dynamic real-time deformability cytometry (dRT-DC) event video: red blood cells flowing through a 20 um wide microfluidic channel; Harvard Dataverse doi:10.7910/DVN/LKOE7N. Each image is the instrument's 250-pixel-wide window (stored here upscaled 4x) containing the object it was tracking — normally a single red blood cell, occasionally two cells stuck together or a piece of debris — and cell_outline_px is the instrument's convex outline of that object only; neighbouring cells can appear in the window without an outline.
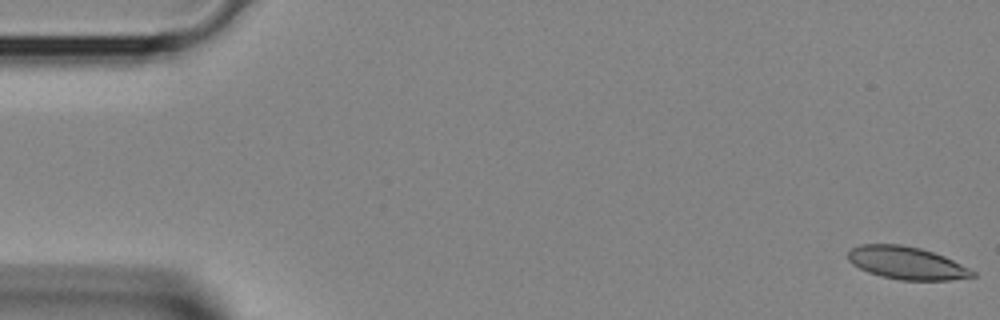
{"species": "Egyptian fruit bat (a non-hibernating species)", "species_latin": "Rousettus aegyptiacus", "temperature_condition": "room temperature", "stored_images_in_passage": 41, "segment_of_instrument_passage": [1, 2], "camera_frame_rate_fps": 3000, "um_per_image_px": 0.085, "animal": {"sex": "female"}, "frame": {"image": 1, "passage_image": 1, "time_ms": 0.0, "image_size_px": [1000, 320], "cell_outline_px": [[976, 276], [952, 280], [900, 280], [868, 272], [852, 264], [848, 260], [848, 252], [852, 248], [860, 244], [900, 244], [920, 248], [944, 256], [976, 272]], "centroid_in_image_um": [77.06, 22.35], "position_along_channel_um": 7.9, "area_um2": 23.52}}
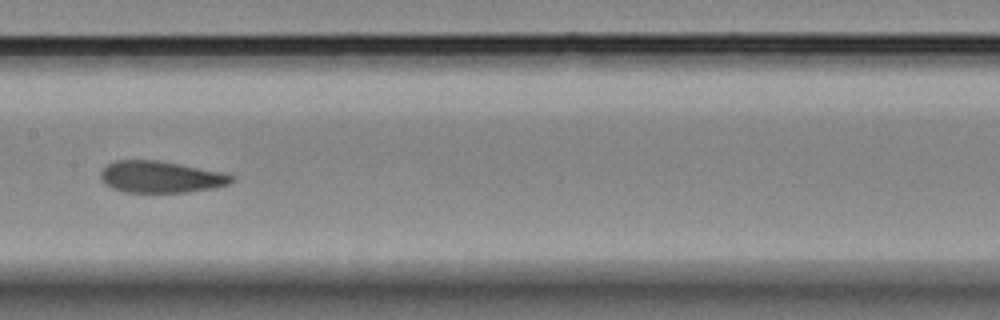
{"frame": {"image": 2, "passage_image": 20, "time_ms": 6.333, "image_size_px": [1000, 320], "cell_outline_px": [[232, 180], [228, 184], [212, 188], [188, 192], [124, 192], [112, 188], [104, 184], [100, 180], [100, 172], [108, 164], [116, 160], [160, 160], [220, 172], [232, 176]], "centroid_in_image_um": [13.58, 15.04], "position_along_channel_um": 193.8, "area_um2": 23.99}}
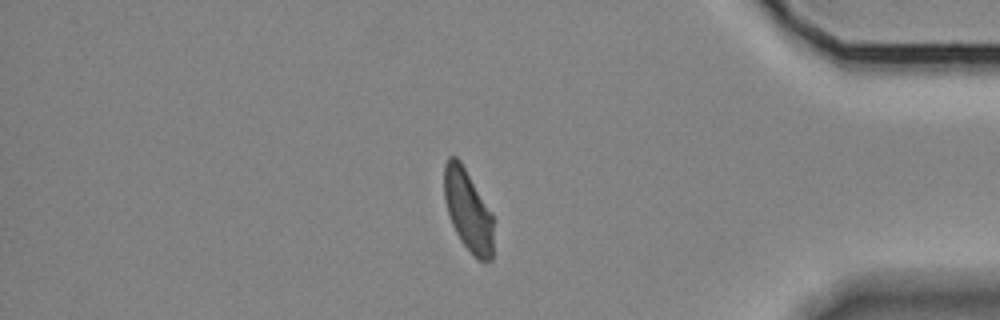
{"frame": {"image": 3, "passage_image": 34, "time_ms": 11.0, "image_size_px": [1000, 320], "cell_outline_px": [[492, 260], [480, 260], [460, 240], [452, 224], [444, 200], [444, 164], [448, 156], [456, 156], [460, 160], [492, 212]], "centroid_in_image_um": [39.76, 17.81], "position_along_channel_um": 395.4, "area_um2": 23.12}}